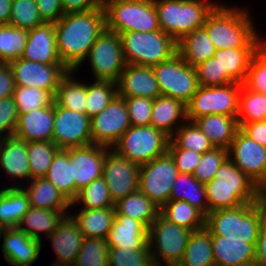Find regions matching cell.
Listing matches in <instances>:
<instances>
[{"label":"cell","mask_w":266,"mask_h":266,"mask_svg":"<svg viewBox=\"0 0 266 266\" xmlns=\"http://www.w3.org/2000/svg\"><path fill=\"white\" fill-rule=\"evenodd\" d=\"M54 27L60 60L69 70L77 71L98 36L106 29L105 12L99 7L64 14Z\"/></svg>","instance_id":"1"},{"label":"cell","mask_w":266,"mask_h":266,"mask_svg":"<svg viewBox=\"0 0 266 266\" xmlns=\"http://www.w3.org/2000/svg\"><path fill=\"white\" fill-rule=\"evenodd\" d=\"M225 3H219L203 25L216 49L260 48L266 38L255 29L251 12Z\"/></svg>","instance_id":"2"},{"label":"cell","mask_w":266,"mask_h":266,"mask_svg":"<svg viewBox=\"0 0 266 266\" xmlns=\"http://www.w3.org/2000/svg\"><path fill=\"white\" fill-rule=\"evenodd\" d=\"M204 185L209 212L259 202V187L229 158Z\"/></svg>","instance_id":"3"},{"label":"cell","mask_w":266,"mask_h":266,"mask_svg":"<svg viewBox=\"0 0 266 266\" xmlns=\"http://www.w3.org/2000/svg\"><path fill=\"white\" fill-rule=\"evenodd\" d=\"M265 217L266 209L260 201L243 204L208 212L205 216V229L211 236H225L227 239L256 243Z\"/></svg>","instance_id":"4"},{"label":"cell","mask_w":266,"mask_h":266,"mask_svg":"<svg viewBox=\"0 0 266 266\" xmlns=\"http://www.w3.org/2000/svg\"><path fill=\"white\" fill-rule=\"evenodd\" d=\"M219 3L218 0H154L160 30L176 42L203 27L207 16Z\"/></svg>","instance_id":"5"},{"label":"cell","mask_w":266,"mask_h":266,"mask_svg":"<svg viewBox=\"0 0 266 266\" xmlns=\"http://www.w3.org/2000/svg\"><path fill=\"white\" fill-rule=\"evenodd\" d=\"M119 35L126 64L152 67L177 53V42L162 30Z\"/></svg>","instance_id":"6"},{"label":"cell","mask_w":266,"mask_h":266,"mask_svg":"<svg viewBox=\"0 0 266 266\" xmlns=\"http://www.w3.org/2000/svg\"><path fill=\"white\" fill-rule=\"evenodd\" d=\"M169 142L170 137L154 126H131L111 149L142 165L167 153Z\"/></svg>","instance_id":"7"},{"label":"cell","mask_w":266,"mask_h":266,"mask_svg":"<svg viewBox=\"0 0 266 266\" xmlns=\"http://www.w3.org/2000/svg\"><path fill=\"white\" fill-rule=\"evenodd\" d=\"M191 233V230L178 226L159 214L148 228L149 249L154 266L179 263Z\"/></svg>","instance_id":"8"},{"label":"cell","mask_w":266,"mask_h":266,"mask_svg":"<svg viewBox=\"0 0 266 266\" xmlns=\"http://www.w3.org/2000/svg\"><path fill=\"white\" fill-rule=\"evenodd\" d=\"M106 29L115 33L160 30L154 0L118 2L105 10Z\"/></svg>","instance_id":"9"},{"label":"cell","mask_w":266,"mask_h":266,"mask_svg":"<svg viewBox=\"0 0 266 266\" xmlns=\"http://www.w3.org/2000/svg\"><path fill=\"white\" fill-rule=\"evenodd\" d=\"M161 95L188 104L199 88L196 69L178 54L152 66Z\"/></svg>","instance_id":"10"},{"label":"cell","mask_w":266,"mask_h":266,"mask_svg":"<svg viewBox=\"0 0 266 266\" xmlns=\"http://www.w3.org/2000/svg\"><path fill=\"white\" fill-rule=\"evenodd\" d=\"M241 86L242 84L234 82L216 87L199 86L186 105L187 120L193 122L211 114L237 116Z\"/></svg>","instance_id":"11"},{"label":"cell","mask_w":266,"mask_h":266,"mask_svg":"<svg viewBox=\"0 0 266 266\" xmlns=\"http://www.w3.org/2000/svg\"><path fill=\"white\" fill-rule=\"evenodd\" d=\"M86 60L90 62L93 80L117 83L126 66L120 35L104 29L91 47L85 62Z\"/></svg>","instance_id":"12"},{"label":"cell","mask_w":266,"mask_h":266,"mask_svg":"<svg viewBox=\"0 0 266 266\" xmlns=\"http://www.w3.org/2000/svg\"><path fill=\"white\" fill-rule=\"evenodd\" d=\"M177 175L174 160L167 152L140 165L138 190L161 208L169 201Z\"/></svg>","instance_id":"13"},{"label":"cell","mask_w":266,"mask_h":266,"mask_svg":"<svg viewBox=\"0 0 266 266\" xmlns=\"http://www.w3.org/2000/svg\"><path fill=\"white\" fill-rule=\"evenodd\" d=\"M91 118L85 113L69 110L54 102L52 142L59 149L92 144Z\"/></svg>","instance_id":"14"},{"label":"cell","mask_w":266,"mask_h":266,"mask_svg":"<svg viewBox=\"0 0 266 266\" xmlns=\"http://www.w3.org/2000/svg\"><path fill=\"white\" fill-rule=\"evenodd\" d=\"M92 143L112 148L131 127L124 98L116 96L99 114L91 117Z\"/></svg>","instance_id":"15"},{"label":"cell","mask_w":266,"mask_h":266,"mask_svg":"<svg viewBox=\"0 0 266 266\" xmlns=\"http://www.w3.org/2000/svg\"><path fill=\"white\" fill-rule=\"evenodd\" d=\"M228 158L259 188L266 182V147L240 128L228 149Z\"/></svg>","instance_id":"16"},{"label":"cell","mask_w":266,"mask_h":266,"mask_svg":"<svg viewBox=\"0 0 266 266\" xmlns=\"http://www.w3.org/2000/svg\"><path fill=\"white\" fill-rule=\"evenodd\" d=\"M16 86L36 87L50 91L54 96L62 78L69 72L64 64H42L23 58L9 62Z\"/></svg>","instance_id":"17"},{"label":"cell","mask_w":266,"mask_h":266,"mask_svg":"<svg viewBox=\"0 0 266 266\" xmlns=\"http://www.w3.org/2000/svg\"><path fill=\"white\" fill-rule=\"evenodd\" d=\"M140 165L110 149L105 155L102 178L114 203L138 191Z\"/></svg>","instance_id":"18"},{"label":"cell","mask_w":266,"mask_h":266,"mask_svg":"<svg viewBox=\"0 0 266 266\" xmlns=\"http://www.w3.org/2000/svg\"><path fill=\"white\" fill-rule=\"evenodd\" d=\"M110 149L93 143L64 149L73 165L75 199L86 185L102 177L105 155Z\"/></svg>","instance_id":"19"},{"label":"cell","mask_w":266,"mask_h":266,"mask_svg":"<svg viewBox=\"0 0 266 266\" xmlns=\"http://www.w3.org/2000/svg\"><path fill=\"white\" fill-rule=\"evenodd\" d=\"M2 255L11 266H32L39 259L42 242L19 228H6L1 243Z\"/></svg>","instance_id":"20"},{"label":"cell","mask_w":266,"mask_h":266,"mask_svg":"<svg viewBox=\"0 0 266 266\" xmlns=\"http://www.w3.org/2000/svg\"><path fill=\"white\" fill-rule=\"evenodd\" d=\"M116 84L118 96L121 98L155 99L161 95L154 71L150 66L126 64Z\"/></svg>","instance_id":"21"},{"label":"cell","mask_w":266,"mask_h":266,"mask_svg":"<svg viewBox=\"0 0 266 266\" xmlns=\"http://www.w3.org/2000/svg\"><path fill=\"white\" fill-rule=\"evenodd\" d=\"M0 168L3 169L9 181V187H22V181L30 180V166L27 155V142L16 136L3 137L0 143ZM21 182H20V181ZM28 180V181H27Z\"/></svg>","instance_id":"22"},{"label":"cell","mask_w":266,"mask_h":266,"mask_svg":"<svg viewBox=\"0 0 266 266\" xmlns=\"http://www.w3.org/2000/svg\"><path fill=\"white\" fill-rule=\"evenodd\" d=\"M21 58L42 64H63L57 51L54 23H43L28 30Z\"/></svg>","instance_id":"23"},{"label":"cell","mask_w":266,"mask_h":266,"mask_svg":"<svg viewBox=\"0 0 266 266\" xmlns=\"http://www.w3.org/2000/svg\"><path fill=\"white\" fill-rule=\"evenodd\" d=\"M54 103L37 110L19 114L14 136L25 142L52 141Z\"/></svg>","instance_id":"24"},{"label":"cell","mask_w":266,"mask_h":266,"mask_svg":"<svg viewBox=\"0 0 266 266\" xmlns=\"http://www.w3.org/2000/svg\"><path fill=\"white\" fill-rule=\"evenodd\" d=\"M46 239L52 242L51 245L56 255L54 263H75L84 236L70 213Z\"/></svg>","instance_id":"25"},{"label":"cell","mask_w":266,"mask_h":266,"mask_svg":"<svg viewBox=\"0 0 266 266\" xmlns=\"http://www.w3.org/2000/svg\"><path fill=\"white\" fill-rule=\"evenodd\" d=\"M106 241L109 247L126 248L131 251L142 250L149 245L148 228L128 216L115 215Z\"/></svg>","instance_id":"26"},{"label":"cell","mask_w":266,"mask_h":266,"mask_svg":"<svg viewBox=\"0 0 266 266\" xmlns=\"http://www.w3.org/2000/svg\"><path fill=\"white\" fill-rule=\"evenodd\" d=\"M215 266H253L256 243L211 236Z\"/></svg>","instance_id":"27"},{"label":"cell","mask_w":266,"mask_h":266,"mask_svg":"<svg viewBox=\"0 0 266 266\" xmlns=\"http://www.w3.org/2000/svg\"><path fill=\"white\" fill-rule=\"evenodd\" d=\"M187 121V107L182 101L160 95L153 101L150 125L170 138ZM179 122V123H178Z\"/></svg>","instance_id":"28"},{"label":"cell","mask_w":266,"mask_h":266,"mask_svg":"<svg viewBox=\"0 0 266 266\" xmlns=\"http://www.w3.org/2000/svg\"><path fill=\"white\" fill-rule=\"evenodd\" d=\"M28 182L23 183L22 188L29 197L30 207L71 212V203L45 177L33 178Z\"/></svg>","instance_id":"29"},{"label":"cell","mask_w":266,"mask_h":266,"mask_svg":"<svg viewBox=\"0 0 266 266\" xmlns=\"http://www.w3.org/2000/svg\"><path fill=\"white\" fill-rule=\"evenodd\" d=\"M215 148L229 149L239 129L237 116L211 114L193 121Z\"/></svg>","instance_id":"30"},{"label":"cell","mask_w":266,"mask_h":266,"mask_svg":"<svg viewBox=\"0 0 266 266\" xmlns=\"http://www.w3.org/2000/svg\"><path fill=\"white\" fill-rule=\"evenodd\" d=\"M215 52L216 47L204 26L186 34L177 42V53L194 68L214 56Z\"/></svg>","instance_id":"31"},{"label":"cell","mask_w":266,"mask_h":266,"mask_svg":"<svg viewBox=\"0 0 266 266\" xmlns=\"http://www.w3.org/2000/svg\"><path fill=\"white\" fill-rule=\"evenodd\" d=\"M29 209V197L22 187L5 185L0 189V225L5 228H18Z\"/></svg>","instance_id":"32"},{"label":"cell","mask_w":266,"mask_h":266,"mask_svg":"<svg viewBox=\"0 0 266 266\" xmlns=\"http://www.w3.org/2000/svg\"><path fill=\"white\" fill-rule=\"evenodd\" d=\"M68 214L70 212L30 207L29 211L23 216L18 228L33 239L42 242L43 235L45 234L46 238L49 237Z\"/></svg>","instance_id":"33"},{"label":"cell","mask_w":266,"mask_h":266,"mask_svg":"<svg viewBox=\"0 0 266 266\" xmlns=\"http://www.w3.org/2000/svg\"><path fill=\"white\" fill-rule=\"evenodd\" d=\"M78 211V213H72L71 216L78 224L84 237L107 238L115 219V207L79 209Z\"/></svg>","instance_id":"34"},{"label":"cell","mask_w":266,"mask_h":266,"mask_svg":"<svg viewBox=\"0 0 266 266\" xmlns=\"http://www.w3.org/2000/svg\"><path fill=\"white\" fill-rule=\"evenodd\" d=\"M259 48H226L216 49L214 57L219 59L221 74L232 82L243 84L251 60Z\"/></svg>","instance_id":"35"},{"label":"cell","mask_w":266,"mask_h":266,"mask_svg":"<svg viewBox=\"0 0 266 266\" xmlns=\"http://www.w3.org/2000/svg\"><path fill=\"white\" fill-rule=\"evenodd\" d=\"M114 207L116 215H125L140 221L147 228L160 214V207L139 190L118 200Z\"/></svg>","instance_id":"36"},{"label":"cell","mask_w":266,"mask_h":266,"mask_svg":"<svg viewBox=\"0 0 266 266\" xmlns=\"http://www.w3.org/2000/svg\"><path fill=\"white\" fill-rule=\"evenodd\" d=\"M169 200H182L199 209L205 216L209 212L206 189L193 175L178 173Z\"/></svg>","instance_id":"37"},{"label":"cell","mask_w":266,"mask_h":266,"mask_svg":"<svg viewBox=\"0 0 266 266\" xmlns=\"http://www.w3.org/2000/svg\"><path fill=\"white\" fill-rule=\"evenodd\" d=\"M45 178L72 203L75 200L73 165L68 153L60 149L53 158Z\"/></svg>","instance_id":"38"},{"label":"cell","mask_w":266,"mask_h":266,"mask_svg":"<svg viewBox=\"0 0 266 266\" xmlns=\"http://www.w3.org/2000/svg\"><path fill=\"white\" fill-rule=\"evenodd\" d=\"M74 74L76 75V71L69 70L62 78L54 96V102L60 107L85 113L86 83L76 79Z\"/></svg>","instance_id":"39"},{"label":"cell","mask_w":266,"mask_h":266,"mask_svg":"<svg viewBox=\"0 0 266 266\" xmlns=\"http://www.w3.org/2000/svg\"><path fill=\"white\" fill-rule=\"evenodd\" d=\"M168 221L192 232L205 228V215L196 207L182 200H169L160 208Z\"/></svg>","instance_id":"40"},{"label":"cell","mask_w":266,"mask_h":266,"mask_svg":"<svg viewBox=\"0 0 266 266\" xmlns=\"http://www.w3.org/2000/svg\"><path fill=\"white\" fill-rule=\"evenodd\" d=\"M179 263L184 266H215L211 234L205 228L190 234Z\"/></svg>","instance_id":"41"},{"label":"cell","mask_w":266,"mask_h":266,"mask_svg":"<svg viewBox=\"0 0 266 266\" xmlns=\"http://www.w3.org/2000/svg\"><path fill=\"white\" fill-rule=\"evenodd\" d=\"M264 120H266V94L251 91L242 84L237 114L239 128L245 123Z\"/></svg>","instance_id":"42"},{"label":"cell","mask_w":266,"mask_h":266,"mask_svg":"<svg viewBox=\"0 0 266 266\" xmlns=\"http://www.w3.org/2000/svg\"><path fill=\"white\" fill-rule=\"evenodd\" d=\"M80 206L81 209H102L114 207L107 183L101 177L93 180L79 191L76 199L71 203L70 209L75 206Z\"/></svg>","instance_id":"43"},{"label":"cell","mask_w":266,"mask_h":266,"mask_svg":"<svg viewBox=\"0 0 266 266\" xmlns=\"http://www.w3.org/2000/svg\"><path fill=\"white\" fill-rule=\"evenodd\" d=\"M59 150L52 141H33L27 143L30 180L46 176L53 158Z\"/></svg>","instance_id":"44"},{"label":"cell","mask_w":266,"mask_h":266,"mask_svg":"<svg viewBox=\"0 0 266 266\" xmlns=\"http://www.w3.org/2000/svg\"><path fill=\"white\" fill-rule=\"evenodd\" d=\"M118 95L117 84L112 81L94 80L86 83V112L90 118L99 114Z\"/></svg>","instance_id":"45"},{"label":"cell","mask_w":266,"mask_h":266,"mask_svg":"<svg viewBox=\"0 0 266 266\" xmlns=\"http://www.w3.org/2000/svg\"><path fill=\"white\" fill-rule=\"evenodd\" d=\"M28 38V30L0 25V62L9 63L19 59L24 51Z\"/></svg>","instance_id":"46"},{"label":"cell","mask_w":266,"mask_h":266,"mask_svg":"<svg viewBox=\"0 0 266 266\" xmlns=\"http://www.w3.org/2000/svg\"><path fill=\"white\" fill-rule=\"evenodd\" d=\"M179 148L203 154L214 148L209 138L192 121L183 123L170 138Z\"/></svg>","instance_id":"47"},{"label":"cell","mask_w":266,"mask_h":266,"mask_svg":"<svg viewBox=\"0 0 266 266\" xmlns=\"http://www.w3.org/2000/svg\"><path fill=\"white\" fill-rule=\"evenodd\" d=\"M13 100L17 106L18 114H25L54 103V95L48 91L36 87L16 86L13 92Z\"/></svg>","instance_id":"48"},{"label":"cell","mask_w":266,"mask_h":266,"mask_svg":"<svg viewBox=\"0 0 266 266\" xmlns=\"http://www.w3.org/2000/svg\"><path fill=\"white\" fill-rule=\"evenodd\" d=\"M109 244L105 238L84 237L76 266H108Z\"/></svg>","instance_id":"49"},{"label":"cell","mask_w":266,"mask_h":266,"mask_svg":"<svg viewBox=\"0 0 266 266\" xmlns=\"http://www.w3.org/2000/svg\"><path fill=\"white\" fill-rule=\"evenodd\" d=\"M43 23L36 0H12L9 25L29 30Z\"/></svg>","instance_id":"50"},{"label":"cell","mask_w":266,"mask_h":266,"mask_svg":"<svg viewBox=\"0 0 266 266\" xmlns=\"http://www.w3.org/2000/svg\"><path fill=\"white\" fill-rule=\"evenodd\" d=\"M243 85L251 91L266 94V41L254 54Z\"/></svg>","instance_id":"51"},{"label":"cell","mask_w":266,"mask_h":266,"mask_svg":"<svg viewBox=\"0 0 266 266\" xmlns=\"http://www.w3.org/2000/svg\"><path fill=\"white\" fill-rule=\"evenodd\" d=\"M108 266H154L149 245L135 251L109 247Z\"/></svg>","instance_id":"52"},{"label":"cell","mask_w":266,"mask_h":266,"mask_svg":"<svg viewBox=\"0 0 266 266\" xmlns=\"http://www.w3.org/2000/svg\"><path fill=\"white\" fill-rule=\"evenodd\" d=\"M228 159V150L224 148H213L202 154L193 177L200 183L206 184L214 179L215 173L220 166Z\"/></svg>","instance_id":"53"},{"label":"cell","mask_w":266,"mask_h":266,"mask_svg":"<svg viewBox=\"0 0 266 266\" xmlns=\"http://www.w3.org/2000/svg\"><path fill=\"white\" fill-rule=\"evenodd\" d=\"M199 86L216 87L233 83L225 74H221L219 59L212 56L195 67Z\"/></svg>","instance_id":"54"},{"label":"cell","mask_w":266,"mask_h":266,"mask_svg":"<svg viewBox=\"0 0 266 266\" xmlns=\"http://www.w3.org/2000/svg\"><path fill=\"white\" fill-rule=\"evenodd\" d=\"M131 126H150L154 99L145 97L124 98Z\"/></svg>","instance_id":"55"},{"label":"cell","mask_w":266,"mask_h":266,"mask_svg":"<svg viewBox=\"0 0 266 266\" xmlns=\"http://www.w3.org/2000/svg\"><path fill=\"white\" fill-rule=\"evenodd\" d=\"M174 160L178 173L193 175L202 154L179 148L171 139L167 151Z\"/></svg>","instance_id":"56"},{"label":"cell","mask_w":266,"mask_h":266,"mask_svg":"<svg viewBox=\"0 0 266 266\" xmlns=\"http://www.w3.org/2000/svg\"><path fill=\"white\" fill-rule=\"evenodd\" d=\"M19 114L13 97L0 100V136H14Z\"/></svg>","instance_id":"57"},{"label":"cell","mask_w":266,"mask_h":266,"mask_svg":"<svg viewBox=\"0 0 266 266\" xmlns=\"http://www.w3.org/2000/svg\"><path fill=\"white\" fill-rule=\"evenodd\" d=\"M36 4L45 23H56L64 15L61 0H36Z\"/></svg>","instance_id":"58"},{"label":"cell","mask_w":266,"mask_h":266,"mask_svg":"<svg viewBox=\"0 0 266 266\" xmlns=\"http://www.w3.org/2000/svg\"><path fill=\"white\" fill-rule=\"evenodd\" d=\"M15 88L16 84L11 66L9 63L0 62V100L11 97Z\"/></svg>","instance_id":"59"},{"label":"cell","mask_w":266,"mask_h":266,"mask_svg":"<svg viewBox=\"0 0 266 266\" xmlns=\"http://www.w3.org/2000/svg\"><path fill=\"white\" fill-rule=\"evenodd\" d=\"M64 14L86 12L100 7V0H61Z\"/></svg>","instance_id":"60"},{"label":"cell","mask_w":266,"mask_h":266,"mask_svg":"<svg viewBox=\"0 0 266 266\" xmlns=\"http://www.w3.org/2000/svg\"><path fill=\"white\" fill-rule=\"evenodd\" d=\"M240 129L258 144L266 147V120L245 123Z\"/></svg>","instance_id":"61"},{"label":"cell","mask_w":266,"mask_h":266,"mask_svg":"<svg viewBox=\"0 0 266 266\" xmlns=\"http://www.w3.org/2000/svg\"><path fill=\"white\" fill-rule=\"evenodd\" d=\"M253 266H266V217L260 227L255 245V262Z\"/></svg>","instance_id":"62"},{"label":"cell","mask_w":266,"mask_h":266,"mask_svg":"<svg viewBox=\"0 0 266 266\" xmlns=\"http://www.w3.org/2000/svg\"><path fill=\"white\" fill-rule=\"evenodd\" d=\"M12 0H0V25L9 24Z\"/></svg>","instance_id":"63"},{"label":"cell","mask_w":266,"mask_h":266,"mask_svg":"<svg viewBox=\"0 0 266 266\" xmlns=\"http://www.w3.org/2000/svg\"><path fill=\"white\" fill-rule=\"evenodd\" d=\"M126 1H136V0H100V7L105 10L109 5L118 3V2H126Z\"/></svg>","instance_id":"64"},{"label":"cell","mask_w":266,"mask_h":266,"mask_svg":"<svg viewBox=\"0 0 266 266\" xmlns=\"http://www.w3.org/2000/svg\"><path fill=\"white\" fill-rule=\"evenodd\" d=\"M259 201L266 209V182L259 188Z\"/></svg>","instance_id":"65"},{"label":"cell","mask_w":266,"mask_h":266,"mask_svg":"<svg viewBox=\"0 0 266 266\" xmlns=\"http://www.w3.org/2000/svg\"><path fill=\"white\" fill-rule=\"evenodd\" d=\"M51 266H76L75 263H52Z\"/></svg>","instance_id":"66"},{"label":"cell","mask_w":266,"mask_h":266,"mask_svg":"<svg viewBox=\"0 0 266 266\" xmlns=\"http://www.w3.org/2000/svg\"><path fill=\"white\" fill-rule=\"evenodd\" d=\"M5 230H6V228L4 226L0 225V241L2 240V237H3Z\"/></svg>","instance_id":"67"},{"label":"cell","mask_w":266,"mask_h":266,"mask_svg":"<svg viewBox=\"0 0 266 266\" xmlns=\"http://www.w3.org/2000/svg\"><path fill=\"white\" fill-rule=\"evenodd\" d=\"M170 266H184V265H181L180 263H176V264H173V265H170Z\"/></svg>","instance_id":"68"}]
</instances>
